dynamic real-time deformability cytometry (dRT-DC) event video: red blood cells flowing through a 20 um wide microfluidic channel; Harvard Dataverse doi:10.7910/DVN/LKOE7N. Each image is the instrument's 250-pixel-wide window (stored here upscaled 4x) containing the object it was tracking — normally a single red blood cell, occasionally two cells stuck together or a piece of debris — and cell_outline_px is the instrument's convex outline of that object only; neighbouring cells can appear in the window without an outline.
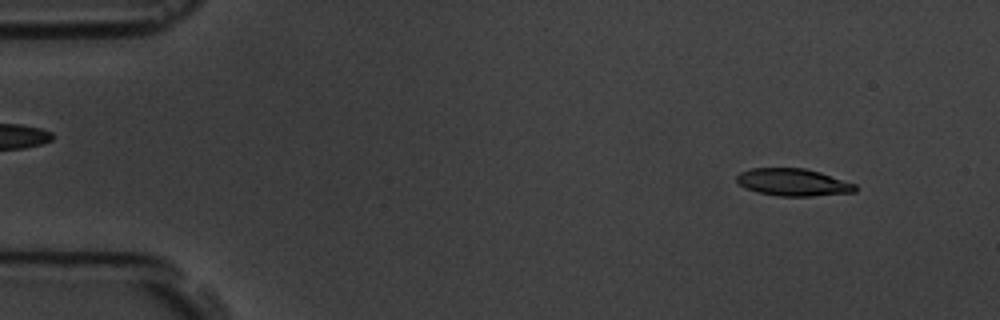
{"species": "common noctule bat (a hibernating species)", "species_latin": "Nyctalus noctula", "temperature_condition": "room temperature", "stored_images_in_passage": 57, "camera_frame_rate_fps": 3000, "um_per_image_px": 0.085, "animal": {"sex": "male", "body_mass_g": 19.5, "forearm_length_mm": 54.6}, "frame": {"image": 1, "passage_image": 5, "time_ms": 1.333, "image_size_px": [1000, 320], "cell_outline_px": [[856, 192], [812, 196], [780, 196], [756, 192], [744, 188], [736, 180], [736, 176], [740, 172], [752, 168], [804, 168], [820, 172], [856, 184]], "centroid_in_image_um": [67.4, 15.49], "position_along_channel_um": 17.6, "area_um2": 18.9}}
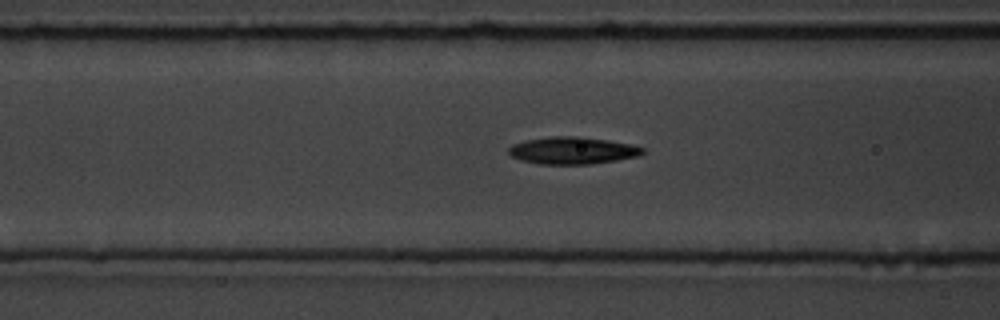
{"frame": {"image": 2, "passage_image": 22, "time_ms": 7.0, "image_size_px": [1000, 320], "cell_outline_px": [[644, 152], [640, 156], [592, 164], [540, 164], [520, 160], [512, 156], [508, 152], [508, 148], [512, 144], [524, 140], [552, 136], [580, 136], [608, 140], [632, 144], [644, 148]], "centroid_in_image_um": [48.66, 12.79], "position_along_channel_um": 117.9, "area_um2": 21.39}}
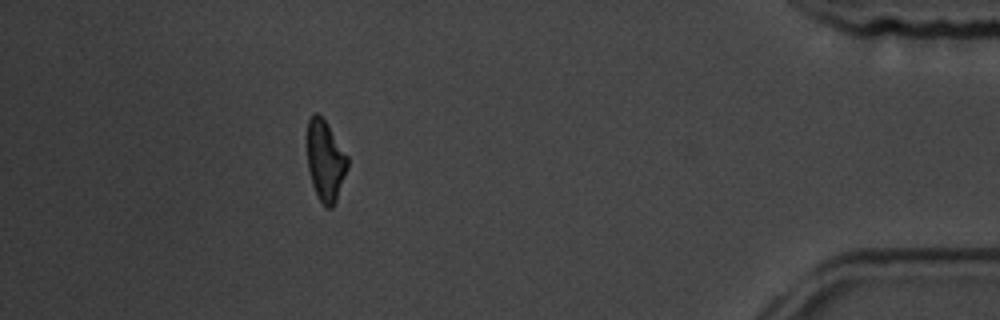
{"frame": {"image": 3, "passage_image": 51, "time_ms": 16.667, "image_size_px": [1000, 320], "cell_outline_px": [[348, 168], [336, 200], [332, 208], [324, 208], [312, 184], [308, 168], [308, 120], [312, 112], [316, 112], [324, 120], [348, 156]], "centroid_in_image_um": [27.66, 13.68], "position_along_channel_um": 407.5, "area_um2": 18.73}, "authors_computed_cell_mechanics": {"area_um2": 19.652, "velocity_mm_per_s": 3.5444, "shape_relaxation_time_tau1_ms": 3.9365, "shape_relaxation_time_tau2_ms": null, "deformation_change_tau1": 0.1432, "deformation_change_tau2": null}}